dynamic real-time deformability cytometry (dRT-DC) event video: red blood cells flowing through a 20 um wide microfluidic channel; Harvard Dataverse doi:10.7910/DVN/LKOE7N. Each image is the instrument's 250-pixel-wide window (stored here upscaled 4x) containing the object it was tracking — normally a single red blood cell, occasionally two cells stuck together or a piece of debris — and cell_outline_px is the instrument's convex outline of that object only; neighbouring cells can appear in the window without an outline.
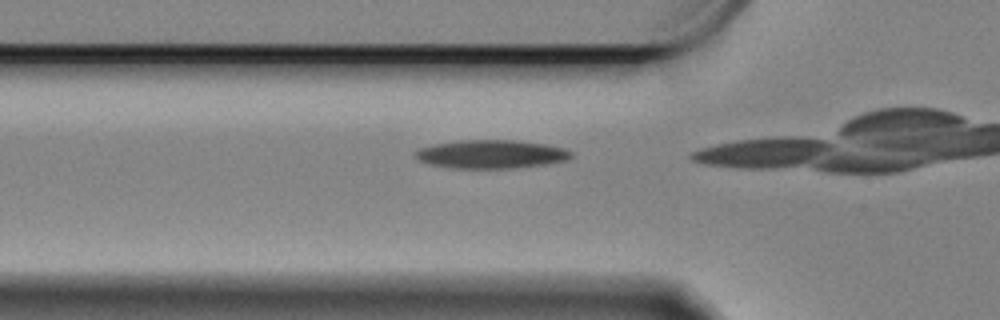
{"species": "Egyptian fruit bat (a non-hibernating species)", "species_latin": "Rousettus aegyptiacus", "temperature_condition": "cold", "stored_images_in_passage": 15, "camera_frame_rate_fps": 3000, "um_per_image_px": 0.085, "animal": {"sex": "female"}, "frame": {"image": 1, "passage_image": 13, "time_ms": 4.0, "image_size_px": [1000, 320], "cell_outline_px": [[572, 156], [564, 160], [544, 164], [516, 168], [448, 168], [428, 164], [412, 156], [412, 152], [420, 148], [432, 144], [460, 140], [516, 140], [544, 144], [564, 148], [572, 152]], "centroid_in_image_um": [41.66, 13.1], "position_along_channel_um": 84.1, "area_um2": 25.95}}